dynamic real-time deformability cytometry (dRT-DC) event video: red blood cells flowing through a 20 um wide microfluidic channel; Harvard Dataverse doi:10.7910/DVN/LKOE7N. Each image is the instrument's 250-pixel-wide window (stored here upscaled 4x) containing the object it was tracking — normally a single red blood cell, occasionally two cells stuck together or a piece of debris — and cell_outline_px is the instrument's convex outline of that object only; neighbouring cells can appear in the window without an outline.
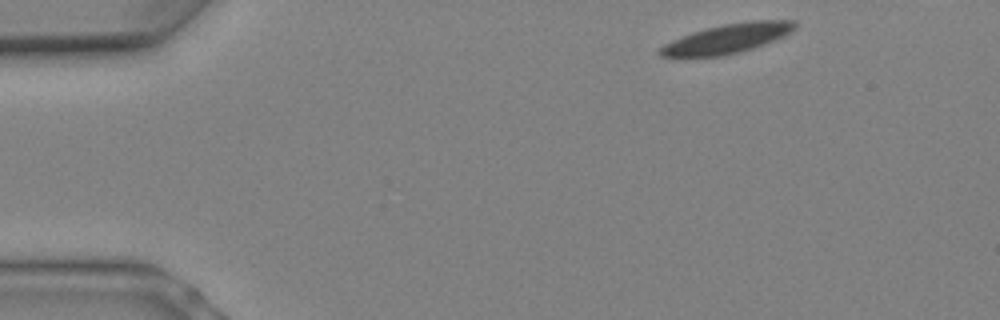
{"species": "Egyptian fruit bat (a non-hibernating species)", "species_latin": "Rousettus aegyptiacus", "temperature_condition": "warm", "stored_images_in_passage": 9, "camera_frame_rate_fps": 3000, "um_per_image_px": 0.085, "animal": {"sex": "female"}, "frame": {"image": 1, "passage_image": 1, "time_ms": 0.0, "image_size_px": [1000, 320], "cell_outline_px": [[796, 28], [784, 36], [764, 44], [740, 52], [720, 56], [660, 56], [656, 52], [664, 44], [692, 32], [724, 24], [752, 20], [796, 20]], "centroid_in_image_um": [61.86, 3.27], "position_along_channel_um": 23.1, "area_um2": 22.77}}
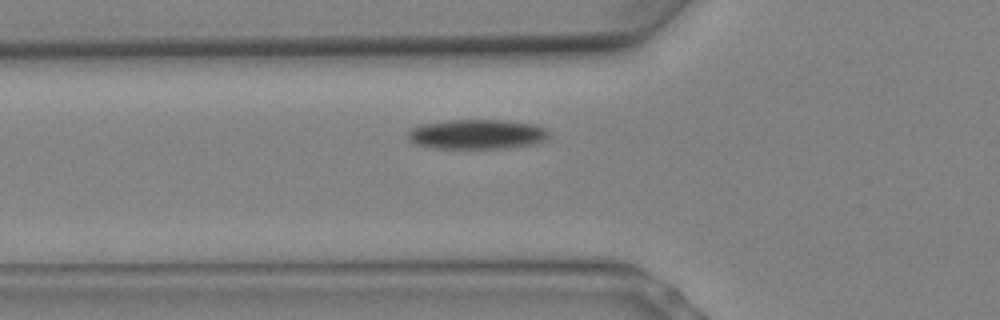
{"frame": {"image": 2, "passage_image": 6, "time_ms": 1.667, "image_size_px": [1000, 320], "cell_outline_px": [[548, 140], [532, 144], [504, 148], [428, 148], [416, 144], [408, 140], [408, 132], [412, 128], [420, 124], [448, 120], [508, 120], [536, 124], [548, 128]], "centroid_in_image_um": [40.56, 11.4], "position_along_channel_um": 85.2, "area_um2": 24.74}}